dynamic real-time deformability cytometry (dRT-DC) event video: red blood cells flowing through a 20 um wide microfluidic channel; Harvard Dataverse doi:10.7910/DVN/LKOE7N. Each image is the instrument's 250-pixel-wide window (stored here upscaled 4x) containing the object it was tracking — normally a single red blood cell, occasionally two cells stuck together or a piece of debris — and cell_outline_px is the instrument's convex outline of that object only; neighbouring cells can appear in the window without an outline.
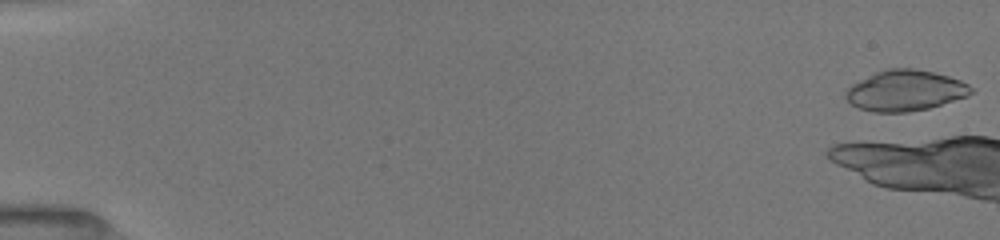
{"species": "common noctule bat (a hibernating species)", "species_latin": "Nyctalus noctula", "temperature_condition": "room temperature", "stored_images_in_passage": 9, "camera_frame_rate_fps": 3000, "um_per_image_px": 0.085, "animal": {"sex": "female", "body_mass_g": 19.5, "forearm_length_mm": 54.1}, "frame": {"image": 1, "passage_image": 1, "time_ms": 0.0, "image_size_px": [1000, 240], "cell_outline_px": [[976, 92], [968, 96], [928, 108], [908, 112], [872, 112], [860, 108], [852, 104], [844, 96], [844, 92], [852, 84], [876, 72], [888, 68], [912, 68], [932, 72], [948, 76], [960, 80], [968, 84]], "centroid_in_image_um": [76.95, 7.7], "position_along_channel_um": 8.0, "area_um2": 29.65}}